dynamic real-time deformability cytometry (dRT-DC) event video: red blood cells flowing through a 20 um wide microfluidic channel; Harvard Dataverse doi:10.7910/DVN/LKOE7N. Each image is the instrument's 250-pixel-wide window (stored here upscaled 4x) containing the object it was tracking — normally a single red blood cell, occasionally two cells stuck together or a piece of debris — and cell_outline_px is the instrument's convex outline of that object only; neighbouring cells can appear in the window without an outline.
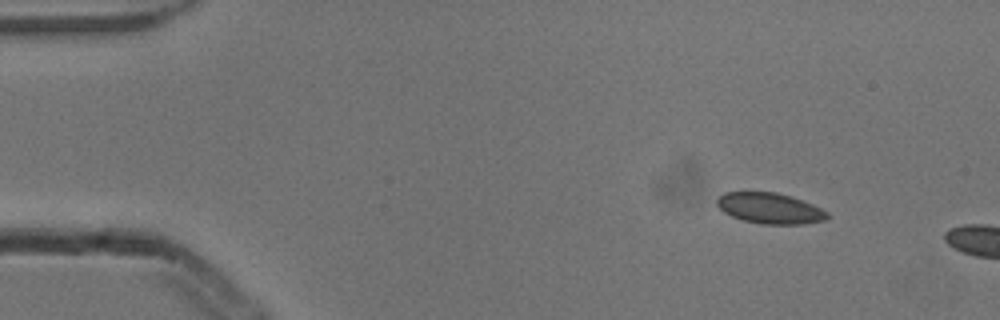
{"species": "common noctule bat (a hibernating species)", "species_latin": "Nyctalus noctula", "temperature_condition": "cold", "stored_images_in_passage": 3, "camera_frame_rate_fps": 3000, "um_per_image_px": 0.085, "animal": {"sex": "male", "body_mass_g": 13.3}, "frame": {"image": 1, "passage_image": 1, "time_ms": 0.0, "image_size_px": [1000, 320], "cell_outline_px": [[828, 220], [804, 224], [760, 224], [744, 220], [732, 216], [724, 212], [716, 204], [716, 200], [724, 192], [776, 192], [792, 196], [812, 204], [828, 212]], "centroid_in_image_um": [65.46, 17.7], "position_along_channel_um": 19.5, "area_um2": 19.83}}